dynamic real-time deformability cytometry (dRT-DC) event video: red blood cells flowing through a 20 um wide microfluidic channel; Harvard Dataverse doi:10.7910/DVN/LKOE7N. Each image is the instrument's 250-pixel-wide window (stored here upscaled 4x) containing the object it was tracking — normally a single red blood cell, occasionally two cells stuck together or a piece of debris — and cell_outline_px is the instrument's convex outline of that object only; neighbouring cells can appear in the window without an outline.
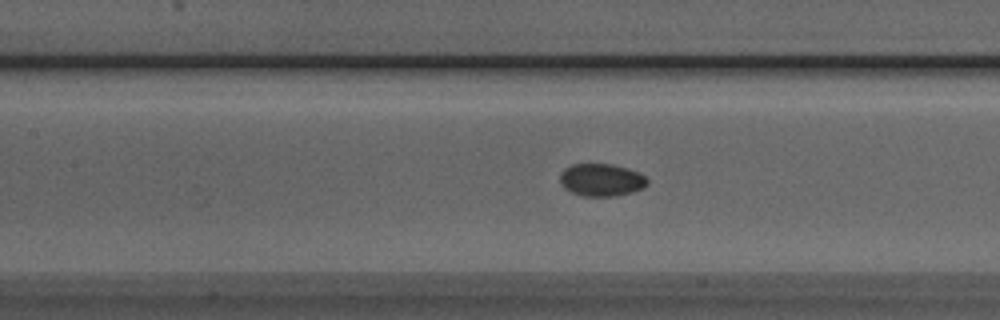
{"species": "Egyptian fruit bat (a non-hibernating species)", "species_latin": "Rousettus aegyptiacus", "temperature_condition": "room temperature", "stored_images_in_passage": 13, "camera_frame_rate_fps": 3000, "um_per_image_px": 0.085, "animal": {"sex": "male"}, "frame": {"image": 1, "passage_image": 9, "time_ms": 2.667, "image_size_px": [1000, 320], "cell_outline_px": [[648, 184], [644, 188], [632, 192], [616, 196], [584, 196], [572, 192], [564, 188], [560, 184], [560, 172], [564, 168], [572, 164], [612, 164], [628, 168], [640, 172], [648, 180]], "centroid_in_image_um": [51.12, 15.29], "position_along_channel_um": 156.3, "area_um2": 16.76}}
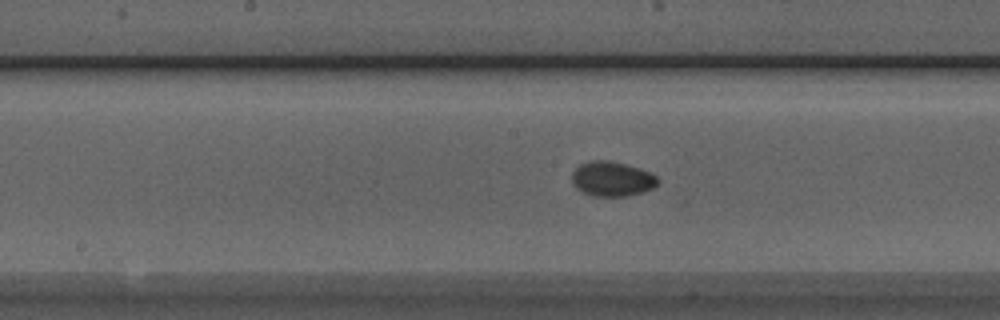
{"frame": {"image": 2, "passage_image": 12, "time_ms": 3.667, "image_size_px": [1000, 320], "cell_outline_px": [[660, 180], [652, 188], [644, 192], [628, 196], [592, 196], [576, 188], [572, 184], [572, 172], [580, 164], [592, 160], [608, 160], [640, 168], [656, 176]], "centroid_in_image_um": [52.01, 15.21], "position_along_channel_um": 196.2, "area_um2": 17.4}}